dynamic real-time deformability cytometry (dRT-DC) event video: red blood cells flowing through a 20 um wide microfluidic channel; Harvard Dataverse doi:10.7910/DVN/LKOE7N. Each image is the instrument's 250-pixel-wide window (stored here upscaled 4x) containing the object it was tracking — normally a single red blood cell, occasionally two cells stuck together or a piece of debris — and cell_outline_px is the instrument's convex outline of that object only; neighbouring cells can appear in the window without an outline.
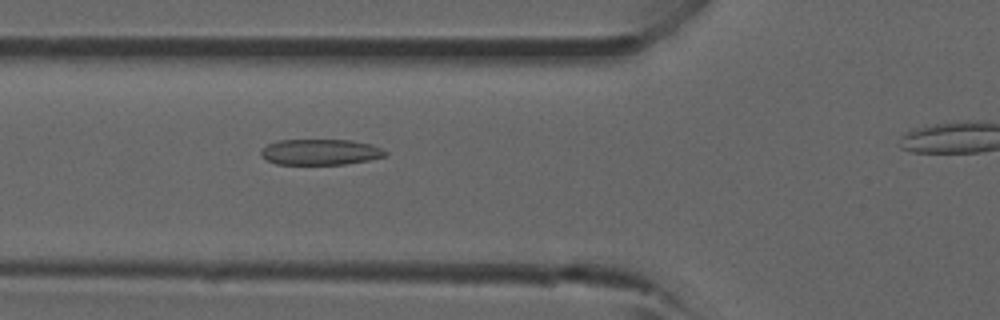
{"species": "common noctule bat (a hibernating species)", "species_latin": "Nyctalus noctula", "temperature_condition": "room temperature", "stored_images_in_passage": 4, "camera_frame_rate_fps": 3000, "um_per_image_px": 0.085, "animal": {"sex": "male", "forearm_length_mm": 52.5}, "frame": {"image": 1, "passage_image": 4, "time_ms": 3.333, "image_size_px": [1000, 320], "cell_outline_px": [[388, 156], [368, 160], [344, 164], [276, 164], [260, 156], [260, 152], [268, 144], [280, 140], [352, 140], [372, 144], [388, 152]], "centroid_in_image_um": [27.26, 12.92], "position_along_channel_um": 98.5, "area_um2": 18.67}}